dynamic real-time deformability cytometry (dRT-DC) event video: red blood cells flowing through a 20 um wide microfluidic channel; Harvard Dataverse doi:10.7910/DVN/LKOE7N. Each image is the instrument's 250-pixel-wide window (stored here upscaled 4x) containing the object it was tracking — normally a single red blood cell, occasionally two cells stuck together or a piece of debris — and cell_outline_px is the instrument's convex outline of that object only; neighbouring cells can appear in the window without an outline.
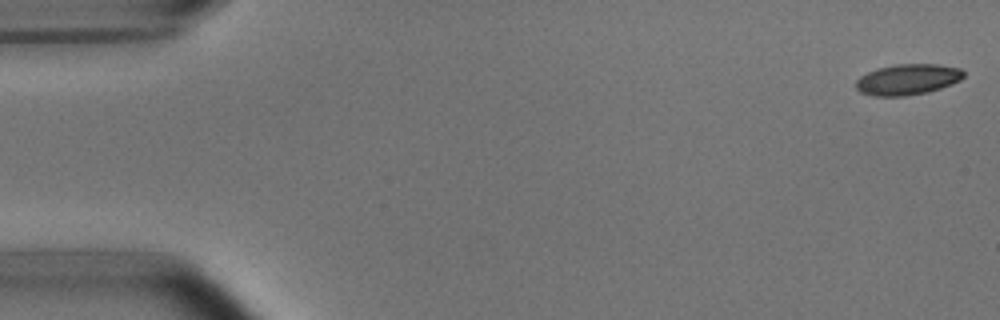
{"species": "common noctule bat (a hibernating species)", "species_latin": "Nyctalus noctula", "temperature_condition": "room temperature", "stored_images_in_passage": 5, "camera_frame_rate_fps": 3000, "um_per_image_px": 0.085, "animal": {"sex": "male", "body_mass_g": 15.6}, "frame": {"image": 1, "passage_image": 1, "time_ms": 0.0, "image_size_px": [1000, 320], "cell_outline_px": [[964, 76], [960, 80], [940, 88], [928, 92], [904, 96], [872, 96], [860, 92], [856, 88], [856, 80], [860, 76], [876, 68], [896, 64], [936, 64], [960, 68], [964, 72]], "centroid_in_image_um": [77.12, 6.75], "position_along_channel_um": 7.9, "area_um2": 19.36}}
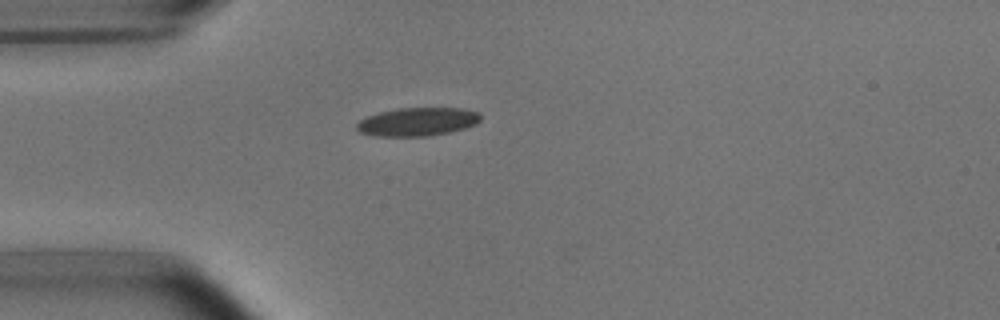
{"frame": {"image": 2, "passage_image": 5, "time_ms": 1.333, "image_size_px": [1000, 320], "cell_outline_px": [[480, 120], [476, 124], [464, 128], [448, 132], [428, 136], [376, 136], [360, 132], [356, 128], [356, 124], [364, 116], [396, 108], [464, 108], [480, 112]], "centroid_in_image_um": [35.47, 10.34], "position_along_channel_um": 49.5, "area_um2": 20.58}}